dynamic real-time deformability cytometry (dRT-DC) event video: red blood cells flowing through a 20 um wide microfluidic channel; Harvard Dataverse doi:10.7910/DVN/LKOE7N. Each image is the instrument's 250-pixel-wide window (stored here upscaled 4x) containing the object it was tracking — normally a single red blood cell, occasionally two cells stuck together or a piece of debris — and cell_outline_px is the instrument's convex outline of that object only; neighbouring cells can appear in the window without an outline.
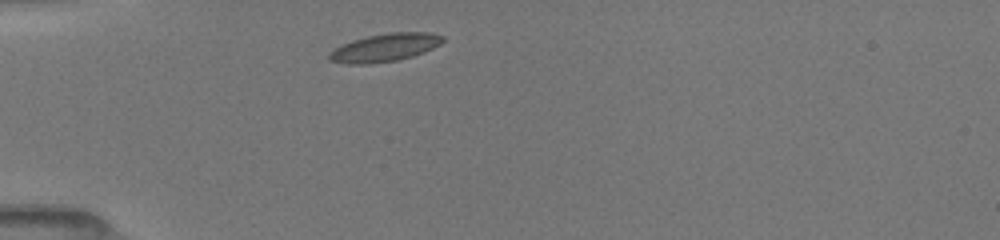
{"species": "common noctule bat (a hibernating species)", "species_latin": "Nyctalus noctula", "temperature_condition": "room temperature", "stored_images_in_passage": 31, "camera_frame_rate_fps": 3000, "um_per_image_px": 0.085, "animal": {"sex": "female", "body_mass_g": 19.5, "forearm_length_mm": 54.1}, "frame": {"image": 1, "passage_image": 1, "time_ms": 0.0, "image_size_px": [1000, 240], "cell_outline_px": [[444, 40], [440, 44], [424, 52], [412, 56], [396, 60], [368, 64], [344, 64], [328, 60], [328, 52], [352, 40], [368, 36], [388, 32], [432, 32], [444, 36]], "centroid_in_image_um": [32.71, 4.04], "position_along_channel_um": 52.3, "area_um2": 18.55}}
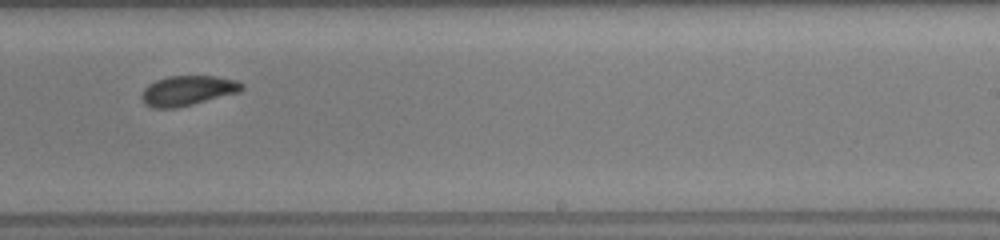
{"frame": {"image": 2, "passage_image": 13, "time_ms": 6.0, "image_size_px": [1000, 240], "cell_outline_px": [[244, 88], [240, 92], [176, 108], [152, 108], [144, 104], [140, 96], [144, 88], [148, 84], [156, 80], [168, 76], [216, 76], [236, 80], [244, 84]], "centroid_in_image_um": [15.94, 7.7], "position_along_channel_um": 273.1, "area_um2": 17.57}}
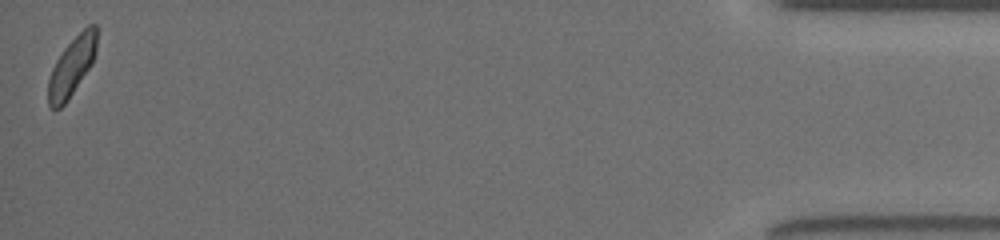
{"frame": {"image": 3, "passage_image": 31, "time_ms": 12.0, "image_size_px": [1000, 240], "cell_outline_px": [[96, 52], [92, 64], [68, 100], [60, 108], [52, 108], [48, 104], [48, 80], [52, 68], [56, 60], [64, 48], [88, 24], [96, 24]], "centroid_in_image_um": [6.1, 5.66], "position_along_channel_um": 429.1, "area_um2": 16.47}, "authors_computed_cell_mechanics": {"area_um2": 17.2244, "velocity_mm_per_s": 3.9718, "shape_relaxation_time_tau1_ms": 1.953, "shape_relaxation_time_tau2_ms": 1.9752, "deformation_change_tau1": 0.0906, "deformation_change_tau2": 0.0588}}